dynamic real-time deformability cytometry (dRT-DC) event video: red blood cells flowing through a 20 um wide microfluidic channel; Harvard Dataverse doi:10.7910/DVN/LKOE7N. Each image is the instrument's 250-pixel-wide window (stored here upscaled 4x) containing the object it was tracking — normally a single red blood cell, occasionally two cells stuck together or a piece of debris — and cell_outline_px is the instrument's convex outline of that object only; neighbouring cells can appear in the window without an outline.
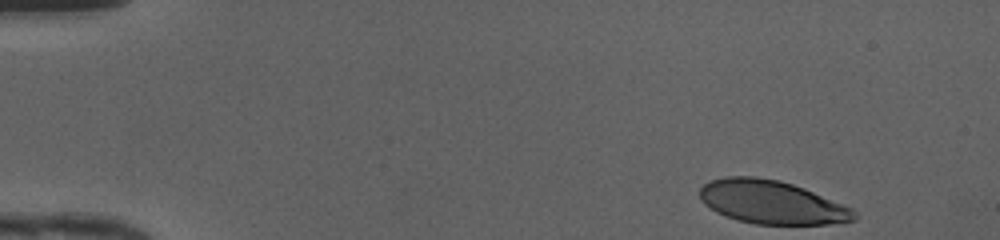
{"species": "human", "species_latin": "Homo sapiens", "temperature_condition": "cold", "stored_images_in_passage": 45, "camera_frame_rate_fps": 3000, "um_per_image_px": 0.085, "donor": {"sex": "female"}, "frame": {"image": 1, "passage_image": 1, "time_ms": 0.0, "image_size_px": [1000, 240], "cell_outline_px": [[860, 216], [856, 220], [828, 224], [756, 224], [740, 220], [716, 212], [704, 204], [700, 200], [700, 188], [704, 184], [712, 180], [724, 176], [756, 176], [780, 180], [804, 188], [852, 208]], "centroid_in_image_um": [65.6, 17.18], "position_along_channel_um": 19.4, "area_um2": 39.02}}
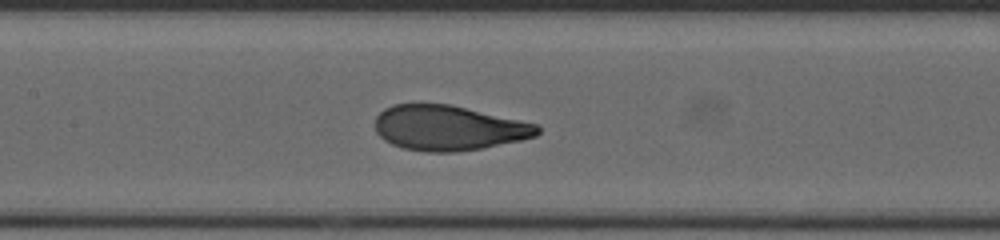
{"frame": {"image": 2, "passage_image": 20, "time_ms": 6.333, "image_size_px": [1000, 240], "cell_outline_px": [[540, 132], [536, 136], [520, 140], [480, 148], [456, 152], [428, 152], [404, 148], [392, 144], [384, 140], [376, 132], [376, 116], [384, 108], [392, 104], [448, 104], [536, 124], [540, 128]], "centroid_in_image_um": [38.08, 10.87], "position_along_channel_um": 169.3, "area_um2": 42.14}}
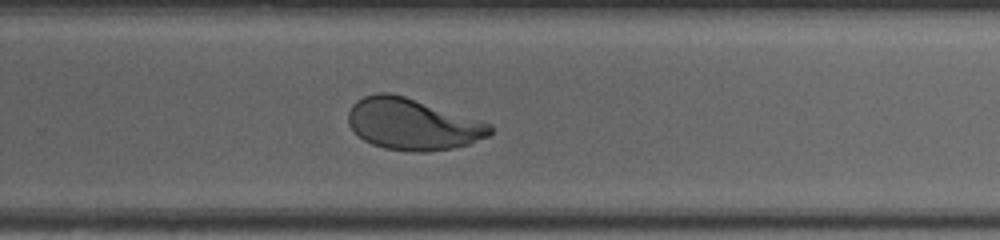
{"frame": {"image": 3, "passage_image": 29, "time_ms": 9.333, "image_size_px": [1000, 240], "cell_outline_px": [[492, 132], [488, 136], [472, 144], [456, 148], [428, 152], [412, 152], [384, 148], [372, 144], [364, 140], [348, 124], [348, 112], [352, 104], [356, 100], [364, 96], [376, 92], [388, 92], [404, 96], [480, 120], [492, 124]], "centroid_in_image_um": [35.08, 10.57], "position_along_channel_um": 294.7, "area_um2": 42.71}, "authors_computed_cell_mechanics": {"area_um2": 42.9454, "velocity_mm_per_s": 4.196, "shape_relaxation_time_tau1_ms": 3.2162, "shape_relaxation_time_tau2_ms": null, "deformation_change_tau1": 0.1892, "deformation_change_tau2": null}}